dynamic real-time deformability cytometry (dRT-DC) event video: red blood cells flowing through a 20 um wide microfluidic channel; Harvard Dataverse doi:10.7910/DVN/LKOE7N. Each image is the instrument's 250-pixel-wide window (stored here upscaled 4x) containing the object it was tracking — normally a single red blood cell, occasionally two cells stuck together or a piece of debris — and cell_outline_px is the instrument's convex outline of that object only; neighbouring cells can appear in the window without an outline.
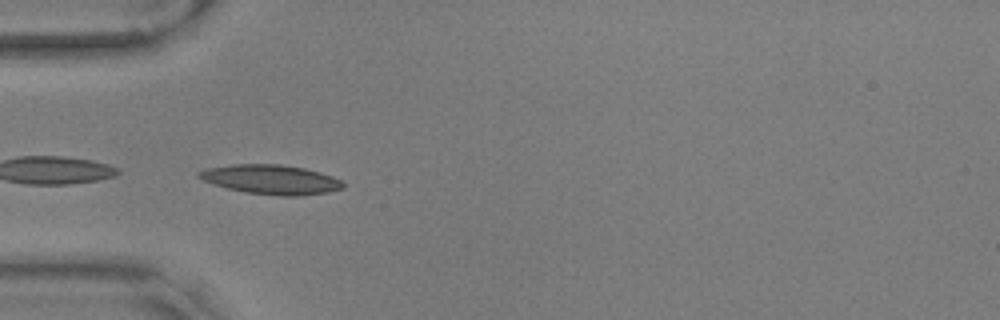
{"species": "common noctule bat (a hibernating species)", "species_latin": "Nyctalus noctula", "temperature_condition": "warm", "stored_images_in_passage": 10, "camera_frame_rate_fps": 3000, "um_per_image_px": 0.085, "animal": {"sex": "male", "body_mass_g": 17.9, "forearm_length_mm": 54.2}, "frame": {"image": 1, "passage_image": 1, "time_ms": 0.0, "image_size_px": [1000, 320], "cell_outline_px": [[344, 188], [328, 192], [300, 196], [280, 196], [244, 192], [228, 188], [204, 180], [196, 176], [196, 172], [208, 168], [232, 164], [280, 164], [304, 168], [320, 172], [332, 176], [340, 180], [344, 184]], "centroid_in_image_um": [23.05, 15.26], "position_along_channel_um": 61.9, "area_um2": 24.68}}